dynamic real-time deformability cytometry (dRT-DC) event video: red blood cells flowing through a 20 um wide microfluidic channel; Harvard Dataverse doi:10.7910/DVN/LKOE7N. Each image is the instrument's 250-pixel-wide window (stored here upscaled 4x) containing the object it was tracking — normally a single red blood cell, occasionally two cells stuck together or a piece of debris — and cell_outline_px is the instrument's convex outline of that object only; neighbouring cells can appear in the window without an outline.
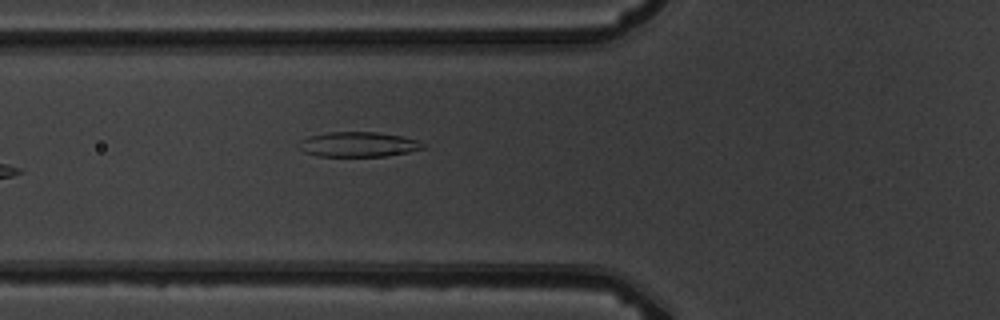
{"species": "common noctule bat (a hibernating species)", "species_latin": "Nyctalus noctula", "temperature_condition": "warm", "stored_images_in_passage": 7, "camera_frame_rate_fps": 3000, "um_per_image_px": 0.085, "animal": {"sex": "male", "body_mass_g": 19.5, "forearm_length_mm": 54.6}, "frame": {"image": 1, "passage_image": 7, "time_ms": 7.667, "image_size_px": [1000, 320], "cell_outline_px": [[424, 148], [408, 152], [388, 156], [320, 156], [304, 152], [296, 148], [296, 144], [300, 140], [308, 136], [328, 132], [376, 132], [400, 136], [416, 140], [424, 144]], "centroid_in_image_um": [30.37, 12.27], "position_along_channel_um": 95.4, "area_um2": 18.09}}